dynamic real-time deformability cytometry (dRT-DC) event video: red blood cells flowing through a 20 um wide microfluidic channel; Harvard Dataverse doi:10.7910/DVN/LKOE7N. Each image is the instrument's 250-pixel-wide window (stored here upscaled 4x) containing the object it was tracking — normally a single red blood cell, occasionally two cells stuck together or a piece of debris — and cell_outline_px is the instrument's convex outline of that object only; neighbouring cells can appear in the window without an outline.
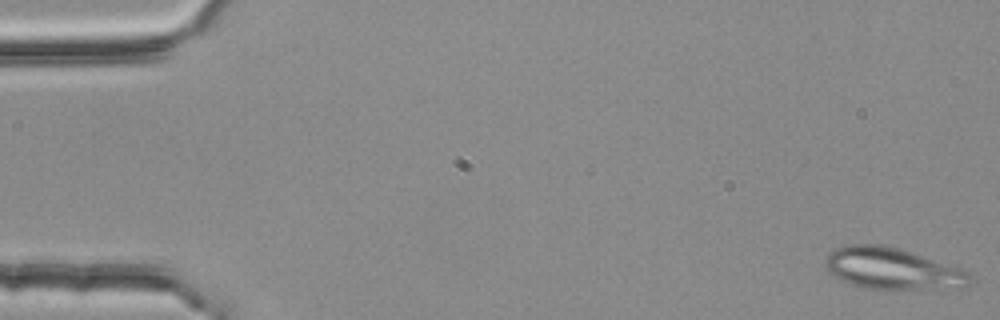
{"species": "common noctule bat (a hibernating species)", "species_latin": "Nyctalus noctula", "temperature_condition": "room temperature", "stored_images_in_passage": 52, "segment_of_instrument_passage": [1, 2], "camera_frame_rate_fps": 3000, "um_per_image_px": 0.085, "animal": {"sex": "female", "body_mass_g": 25.1}, "frame": {"image": 1, "passage_image": 1, "time_ms": 0.0, "image_size_px": [1000, 320], "cell_outline_px": [[972, 276], [968, 284], [940, 292], [884, 292], [864, 288], [840, 280], [828, 272], [824, 268], [824, 260], [836, 248], [844, 244], [880, 244], [900, 248], [960, 268], [968, 272]], "centroid_in_image_um": [75.88, 22.91], "position_along_channel_um": 9.1, "area_um2": 36.76}}